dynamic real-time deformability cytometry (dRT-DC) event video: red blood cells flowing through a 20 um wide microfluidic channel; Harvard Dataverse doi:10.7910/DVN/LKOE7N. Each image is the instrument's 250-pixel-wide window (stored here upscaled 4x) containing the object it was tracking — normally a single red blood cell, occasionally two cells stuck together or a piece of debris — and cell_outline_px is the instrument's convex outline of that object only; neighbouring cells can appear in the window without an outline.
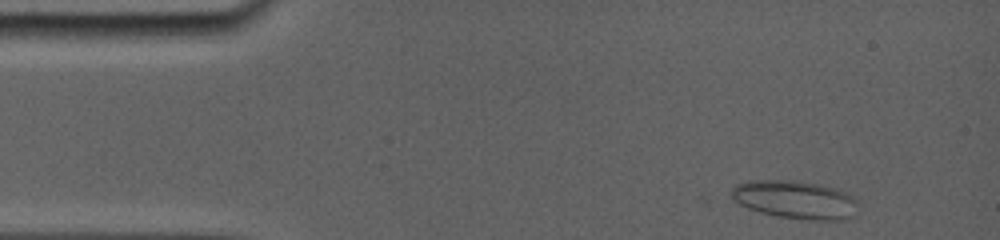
{"species": "common noctule bat (a hibernating species)", "species_latin": "Nyctalus noctula", "temperature_condition": "room temperature", "stored_images_in_passage": 4, "camera_frame_rate_fps": 5000, "um_per_image_px": 0.085, "animal": {"sex": "female", "body_mass_g": 19.0, "forearm_length_mm": 56.7}, "frame": {"image": 1, "passage_image": 4, "time_ms": 0.8, "image_size_px": [1000, 240], "cell_outline_px": [[860, 204], [856, 216], [848, 220], [808, 220], [776, 216], [760, 212], [748, 208], [732, 200], [728, 196], [728, 192], [736, 184], [768, 180], [772, 180], [816, 184], [832, 188], [856, 196], [860, 200]], "centroid_in_image_um": [67.66, 17.02], "position_along_channel_um": 17.3, "area_um2": 28.38}}